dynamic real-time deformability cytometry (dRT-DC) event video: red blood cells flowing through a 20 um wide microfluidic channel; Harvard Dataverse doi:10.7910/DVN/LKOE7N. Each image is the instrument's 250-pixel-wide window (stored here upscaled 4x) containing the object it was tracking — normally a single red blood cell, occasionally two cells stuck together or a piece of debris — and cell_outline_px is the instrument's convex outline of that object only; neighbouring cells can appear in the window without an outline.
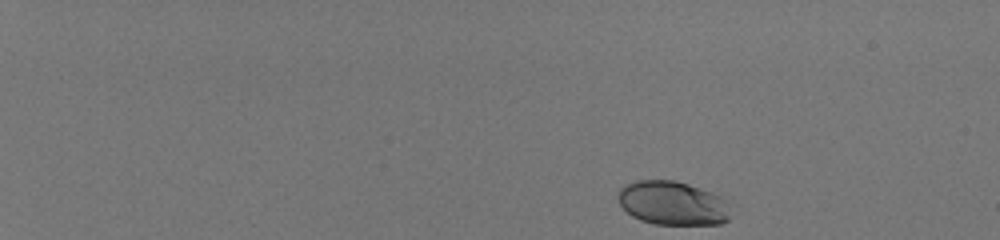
{"species": "human", "species_latin": "Homo sapiens", "temperature_condition": "room temperature", "stored_images_in_passage": 47, "camera_frame_rate_fps": 3000, "um_per_image_px": 0.085, "donor": {"sex": "male"}, "frame": {"image": 1, "passage_image": 1, "time_ms": 0.0, "image_size_px": [1000, 240], "cell_outline_px": [[728, 220], [720, 224], [656, 224], [640, 220], [632, 216], [620, 204], [616, 196], [616, 192], [620, 188], [636, 180], [672, 180], [688, 184], [720, 196], [724, 200], [728, 216]], "centroid_in_image_um": [57.09, 17.26], "position_along_channel_um": 27.9, "area_um2": 28.38}}
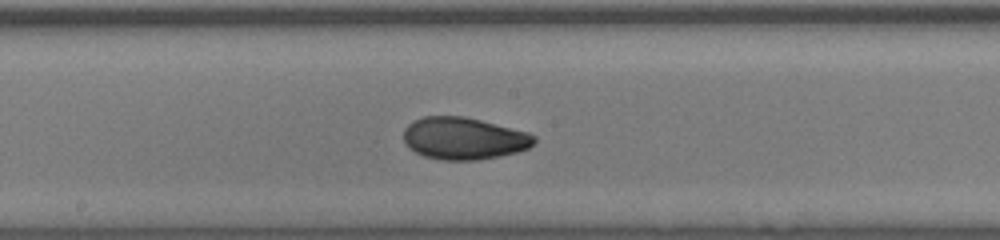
{"frame": {"image": 2, "passage_image": 27, "time_ms": 8.667, "image_size_px": [1000, 240], "cell_outline_px": [[536, 140], [528, 148], [516, 152], [500, 156], [476, 160], [440, 160], [424, 156], [416, 152], [404, 140], [404, 128], [412, 120], [424, 116], [464, 116], [528, 132], [536, 136]], "centroid_in_image_um": [39.42, 11.76], "position_along_channel_um": 208.8, "area_um2": 31.96}}
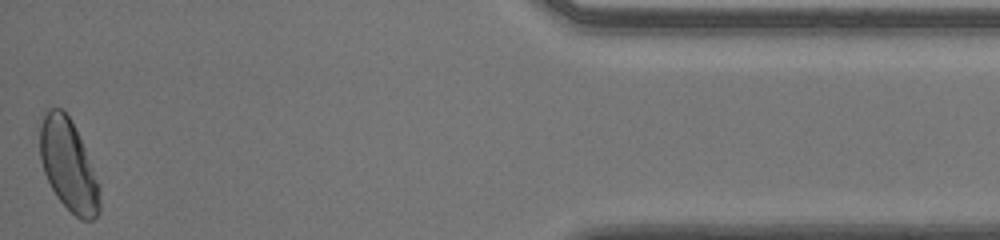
{"frame": {"image": 3, "passage_image": 47, "time_ms": 15.333, "image_size_px": [1000, 240], "cell_outline_px": [[100, 212], [92, 220], [80, 220], [56, 196], [44, 172], [40, 160], [40, 124], [48, 108], [60, 108], [68, 116], [84, 148], [100, 184]], "centroid_in_image_um": [5.82, 14.09], "position_along_channel_um": 429.4, "area_um2": 31.39}, "authors_computed_cell_mechanics": {"area_um2": 31.2698, "velocity_mm_per_s": 4.0663, "shape_relaxation_time_tau1_ms": 4.2105, "shape_relaxation_time_tau2_ms": 0.7855, "deformation_change_tau1": 0.1441, "deformation_change_tau2": 0.035}}